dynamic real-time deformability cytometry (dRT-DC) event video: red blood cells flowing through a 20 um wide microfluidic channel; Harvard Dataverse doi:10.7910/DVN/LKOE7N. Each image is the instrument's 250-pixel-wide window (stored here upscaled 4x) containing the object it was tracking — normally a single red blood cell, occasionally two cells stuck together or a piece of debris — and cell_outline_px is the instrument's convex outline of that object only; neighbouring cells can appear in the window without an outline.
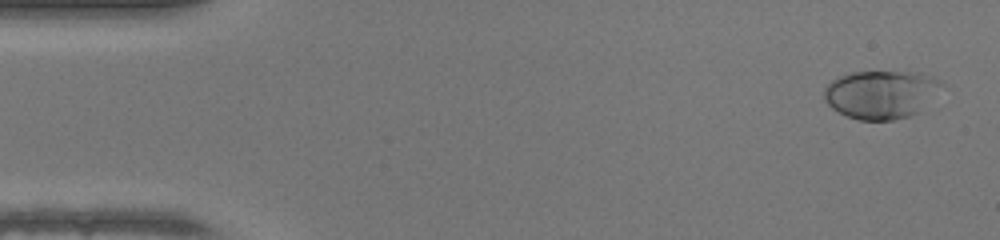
{"species": "human", "species_latin": "Homo sapiens", "temperature_condition": "warm", "stored_images_in_passage": 48, "camera_frame_rate_fps": 3000, "um_per_image_px": 0.085, "donor": {"sex": "female"}, "frame": {"image": 1, "passage_image": 2, "time_ms": 0.333, "image_size_px": [1000, 240], "cell_outline_px": [[944, 84], [920, 112], [912, 116], [892, 120], [860, 120], [848, 116], [832, 108], [824, 100], [824, 88], [836, 76], [852, 72], [920, 72], [932, 76], [940, 80]], "centroid_in_image_um": [74.9, 8.02], "position_along_channel_um": 10.1, "area_um2": 33.23}}
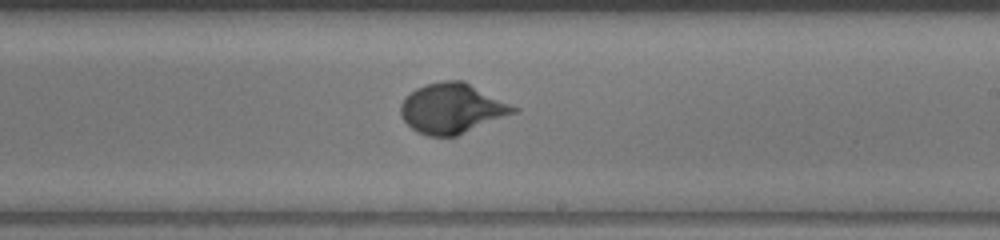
{"frame": {"image": 2, "passage_image": 28, "time_ms": 9.0, "image_size_px": [1000, 240], "cell_outline_px": [[520, 112], [456, 136], [428, 136], [416, 132], [404, 120], [400, 112], [400, 104], [404, 96], [416, 88], [428, 84], [444, 80], [464, 80], [520, 108]], "centroid_in_image_um": [38.46, 9.21], "position_along_channel_um": 250.5, "area_um2": 33.35}}
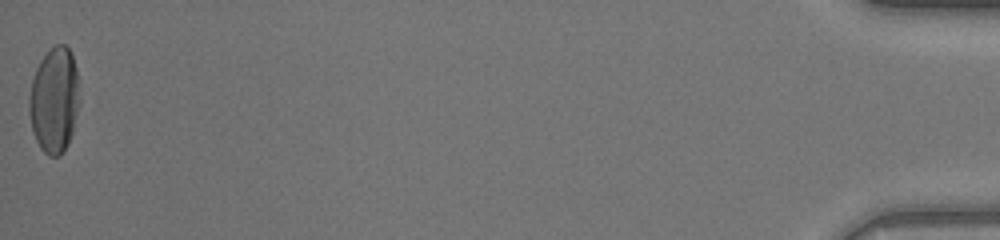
{"frame": {"image": 3, "passage_image": 48, "time_ms": 15.667, "image_size_px": [1000, 240], "cell_outline_px": [[80, 104], [72, 132], [68, 144], [64, 152], [60, 156], [48, 156], [40, 148], [36, 140], [32, 128], [28, 108], [28, 100], [32, 80], [36, 68], [40, 60], [56, 44], [64, 44], [68, 48], [72, 56], [76, 68], [80, 96]], "centroid_in_image_um": [4.62, 8.54], "position_along_channel_um": 430.6, "area_um2": 31.15}, "authors_computed_cell_mechanics": {"area_um2": 31.1542, "velocity_mm_per_s": 4.2879, "shape_relaxation_time_tau1_ms": 3.2128, "shape_relaxation_time_tau2_ms": null, "deformation_change_tau1": 0.1897, "deformation_change_tau2": null}}